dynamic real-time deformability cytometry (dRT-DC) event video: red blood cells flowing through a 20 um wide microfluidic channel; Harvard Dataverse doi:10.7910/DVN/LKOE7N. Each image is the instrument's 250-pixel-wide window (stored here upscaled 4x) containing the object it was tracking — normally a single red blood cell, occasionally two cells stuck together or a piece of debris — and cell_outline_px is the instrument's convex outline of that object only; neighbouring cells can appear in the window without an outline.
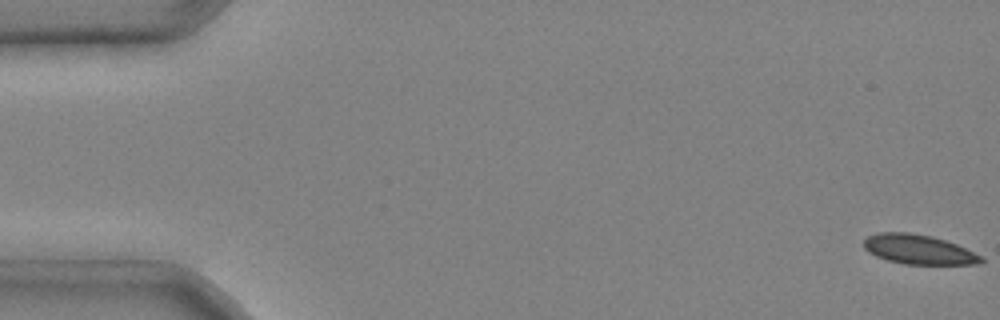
{"species": "common noctule bat (a hibernating species)", "species_latin": "Nyctalus noctula", "temperature_condition": "cold", "stored_images_in_passage": 4, "camera_frame_rate_fps": 3000, "um_per_image_px": 0.085, "animal": {"sex": "male", "body_mass_g": 20.4}, "frame": {"image": 1, "passage_image": 1, "time_ms": 0.0, "image_size_px": [1000, 320], "cell_outline_px": [[984, 260], [980, 264], [904, 264], [888, 260], [876, 256], [868, 252], [864, 248], [864, 240], [868, 236], [876, 232], [908, 232], [932, 236], [956, 244], [984, 256]], "centroid_in_image_um": [78.09, 21.2], "position_along_channel_um": 6.9, "area_um2": 20.29}}
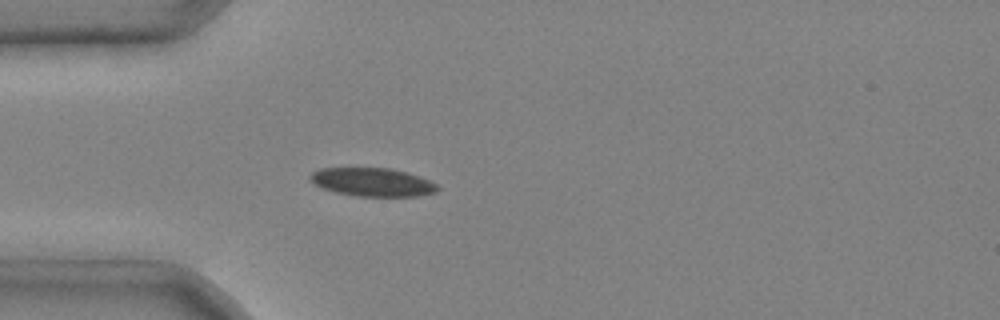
{"frame": {"image": 2, "passage_image": 4, "time_ms": 1.0, "image_size_px": [1000, 320], "cell_outline_px": [[440, 188], [436, 192], [416, 196], [356, 196], [336, 192], [324, 188], [308, 180], [308, 176], [312, 172], [320, 168], [388, 168], [420, 176], [436, 184]], "centroid_in_image_um": [31.64, 15.48], "position_along_channel_um": 53.4, "area_um2": 20.92}}